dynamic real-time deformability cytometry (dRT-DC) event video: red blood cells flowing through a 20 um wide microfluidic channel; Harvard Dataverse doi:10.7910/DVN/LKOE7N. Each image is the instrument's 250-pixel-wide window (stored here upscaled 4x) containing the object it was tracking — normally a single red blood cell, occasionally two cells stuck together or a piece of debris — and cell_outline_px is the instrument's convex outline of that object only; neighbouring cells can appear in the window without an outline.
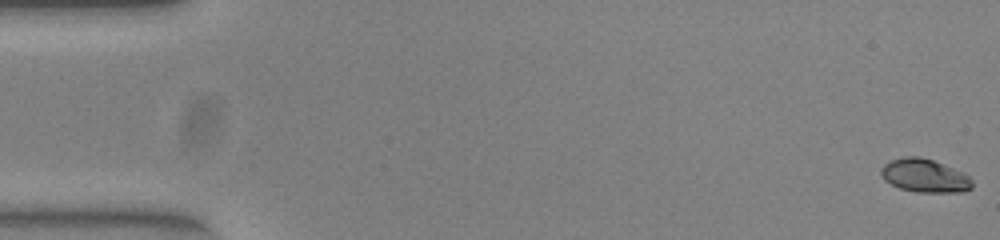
{"species": "common noctule bat (a hibernating species)", "species_latin": "Nyctalus noctula", "temperature_condition": "warm", "stored_images_in_passage": 12, "camera_frame_rate_fps": 3000, "um_per_image_px": 0.085, "animal": {"sex": "female", "body_mass_g": 23.0, "forearm_length_mm": 53.4}, "frame": {"image": 1, "passage_image": 1, "time_ms": 0.0, "image_size_px": [1000, 240], "cell_outline_px": [[972, 188], [964, 192], [916, 192], [900, 188], [884, 180], [880, 172], [880, 168], [884, 164], [892, 160], [908, 156], [920, 156], [932, 160], [964, 172], [972, 180]], "centroid_in_image_um": [78.6, 14.94], "position_along_channel_um": 6.4, "area_um2": 17.69}}